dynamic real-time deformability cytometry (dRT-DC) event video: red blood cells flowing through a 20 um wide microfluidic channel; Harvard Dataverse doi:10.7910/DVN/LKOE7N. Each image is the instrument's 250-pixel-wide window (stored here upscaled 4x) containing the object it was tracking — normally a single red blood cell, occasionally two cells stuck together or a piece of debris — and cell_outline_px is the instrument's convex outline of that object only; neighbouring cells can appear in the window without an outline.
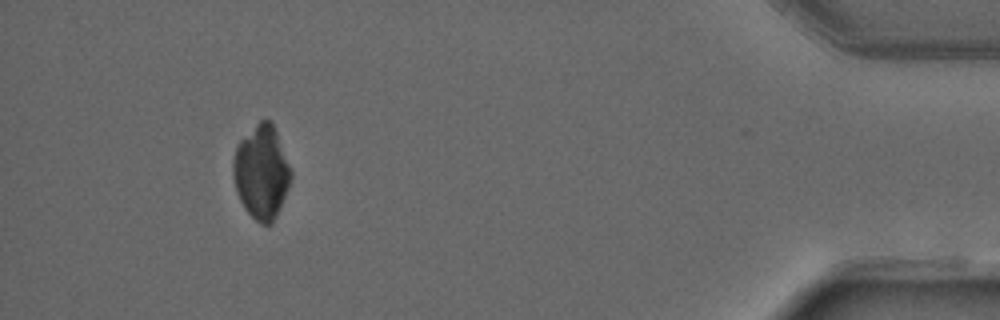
{"species": "common noctule bat (a hibernating species)", "species_latin": "Nyctalus noctula", "temperature_condition": "warm", "stored_images_in_passage": 51, "camera_frame_rate_fps": 3000, "um_per_image_px": 0.085, "animal": {"sex": "male", "forearm_length_mm": 52.5}, "frame": {"image": 1, "passage_image": 47, "time_ms": 15.333, "image_size_px": [1000, 320], "cell_outline_px": [[292, 176], [288, 188], [280, 208], [272, 224], [260, 224], [244, 208], [236, 192], [232, 172], [232, 160], [236, 148], [240, 140], [260, 120], [268, 120], [272, 124], [276, 132], [292, 168]], "centroid_in_image_um": [22.22, 14.65], "position_along_channel_um": 413.0, "area_um2": 31.5}}